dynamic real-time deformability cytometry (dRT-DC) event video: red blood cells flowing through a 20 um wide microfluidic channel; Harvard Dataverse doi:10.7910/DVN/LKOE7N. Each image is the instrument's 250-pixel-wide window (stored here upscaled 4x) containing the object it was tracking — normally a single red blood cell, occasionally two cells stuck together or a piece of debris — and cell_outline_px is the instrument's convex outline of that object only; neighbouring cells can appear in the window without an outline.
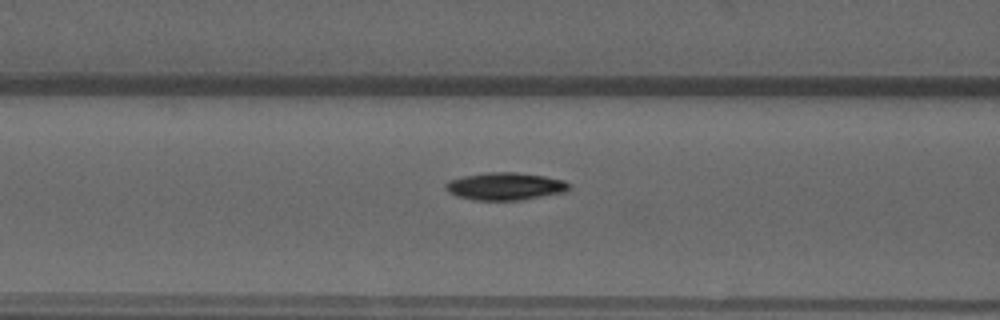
{"species": "common noctule bat (a hibernating species)", "species_latin": "Nyctalus noctula", "temperature_condition": "warm", "stored_images_in_passage": 40, "camera_frame_rate_fps": 3000, "um_per_image_px": 0.085, "animal": {"sex": "male", "forearm_length_mm": 52.5}, "frame": {"image": 1, "passage_image": 6, "time_ms": 1.667, "image_size_px": [1000, 320], "cell_outline_px": [[568, 188], [564, 192], [524, 200], [476, 200], [456, 196], [448, 192], [444, 188], [444, 184], [448, 180], [464, 176], [488, 172], [516, 172], [544, 176], [564, 180], [568, 184]], "centroid_in_image_um": [42.89, 15.84], "position_along_channel_um": 123.7, "area_um2": 19.83}}
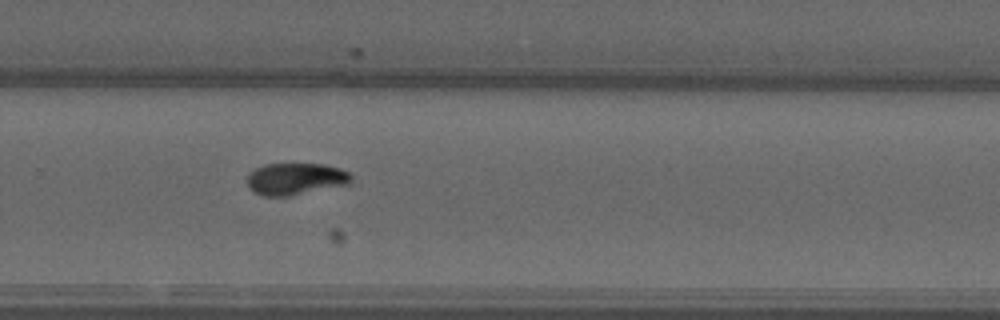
{"frame": {"image": 2, "passage_image": 21, "time_ms": 6.667, "image_size_px": [1000, 320], "cell_outline_px": [[352, 180], [348, 184], [292, 196], [264, 196], [252, 192], [248, 188], [248, 172], [264, 164], [324, 164], [340, 168], [348, 172], [352, 176]], "centroid_in_image_um": [25.1, 15.21], "position_along_channel_um": 304.7, "area_um2": 19.54}}
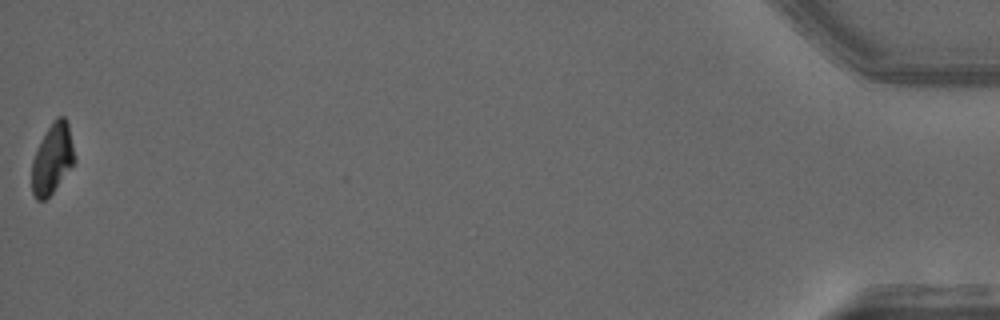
{"frame": {"image": 3, "passage_image": 40, "time_ms": 13.0, "image_size_px": [1000, 320], "cell_outline_px": [[76, 160], [52, 192], [44, 200], [36, 200], [32, 192], [32, 160], [40, 140], [52, 120], [56, 116], [64, 116], [68, 124]], "centroid_in_image_um": [4.44, 13.46], "position_along_channel_um": 430.8, "area_um2": 17.34}, "authors_computed_cell_mechanics": {"area_um2": 19.4497, "velocity_mm_per_s": 3.6332, "shape_relaxation_time_tau1_ms": 4.547, "shape_relaxation_time_tau2_ms": 4.1081, "deformation_change_tau1": 0.184, "deformation_change_tau2": 0.0623}}